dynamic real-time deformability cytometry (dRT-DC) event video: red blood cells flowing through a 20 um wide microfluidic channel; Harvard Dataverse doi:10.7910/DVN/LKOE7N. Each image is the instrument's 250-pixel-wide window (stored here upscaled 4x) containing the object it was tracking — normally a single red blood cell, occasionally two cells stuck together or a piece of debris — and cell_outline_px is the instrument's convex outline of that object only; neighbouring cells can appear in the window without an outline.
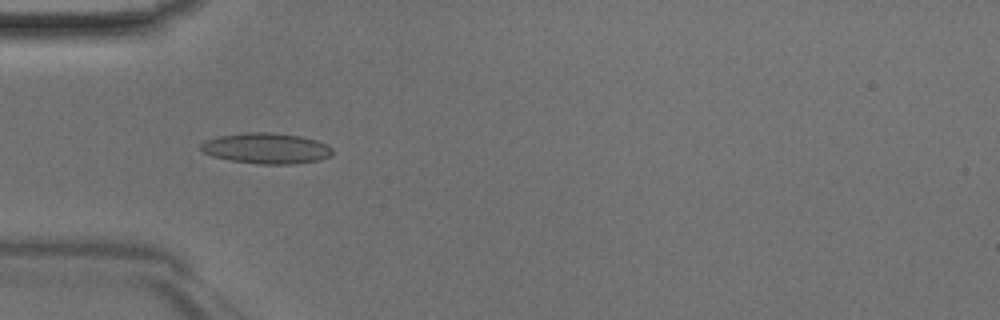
{"species": "Egyptian fruit bat (a non-hibernating species)", "species_latin": "Rousettus aegyptiacus", "temperature_condition": "room temperature", "stored_images_in_passage": 40, "camera_frame_rate_fps": 3000, "um_per_image_px": 0.085, "animal": {"sex": "male"}, "frame": {"image": 1, "passage_image": 14, "time_ms": 4.333, "image_size_px": [1000, 320], "cell_outline_px": [[332, 156], [320, 160], [292, 164], [260, 164], [228, 160], [212, 156], [204, 152], [200, 148], [200, 144], [204, 140], [220, 136], [244, 132], [268, 132], [300, 136], [316, 140], [328, 144], [332, 148]], "centroid_in_image_um": [22.64, 12.61], "position_along_channel_um": 62.4, "area_um2": 23.7}}
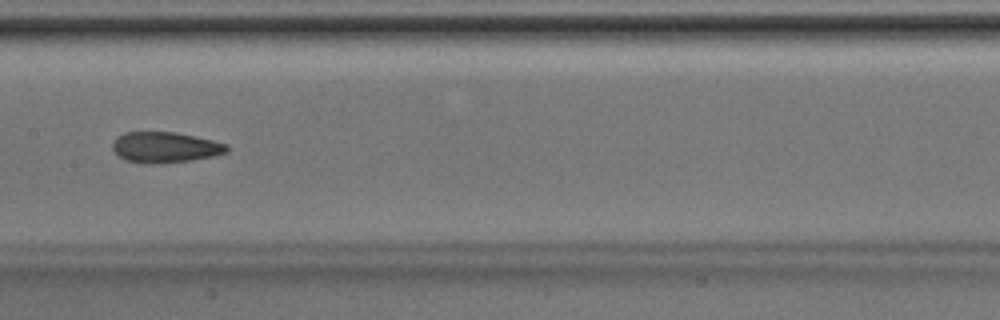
{"frame": {"image": 2, "passage_image": 23, "time_ms": 7.333, "image_size_px": [1000, 320], "cell_outline_px": [[228, 152], [216, 156], [192, 160], [156, 164], [152, 164], [124, 160], [112, 148], [112, 144], [116, 136], [124, 132], [176, 132], [212, 140], [228, 144]], "centroid_in_image_um": [14.05, 12.52], "position_along_channel_um": 193.4, "area_um2": 20.58}}
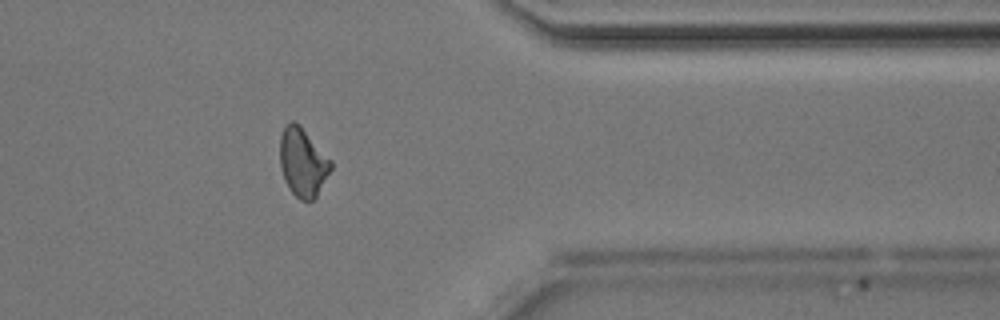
{"frame": {"image": 3, "passage_image": 37, "time_ms": 12.0, "image_size_px": [1000, 320], "cell_outline_px": [[332, 168], [316, 196], [312, 200], [300, 200], [288, 188], [284, 180], [280, 168], [280, 136], [284, 124], [292, 120], [300, 124], [332, 160]], "centroid_in_image_um": [25.72, 13.75], "position_along_channel_um": 385.7, "area_um2": 20.58}}